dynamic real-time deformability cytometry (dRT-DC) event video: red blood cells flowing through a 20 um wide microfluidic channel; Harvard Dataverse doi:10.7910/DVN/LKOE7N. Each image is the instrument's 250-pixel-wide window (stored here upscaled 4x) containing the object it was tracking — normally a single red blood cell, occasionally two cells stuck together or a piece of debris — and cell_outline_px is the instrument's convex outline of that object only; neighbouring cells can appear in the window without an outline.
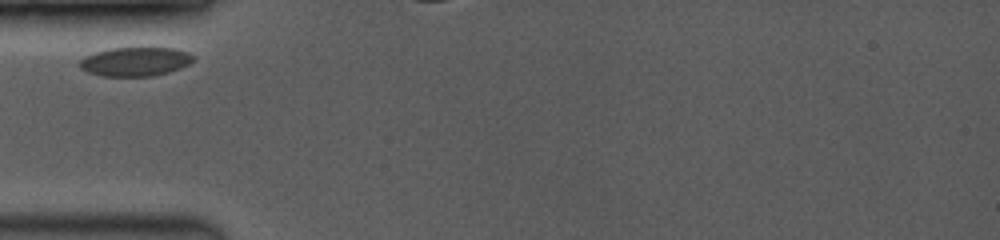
{"species": "common noctule bat (a hibernating species)", "species_latin": "Nyctalus noctula", "temperature_condition": "room temperature", "stored_images_in_passage": 8, "camera_frame_rate_fps": 3500, "um_per_image_px": 0.085, "animal": {"sex": "female", "body_mass_g": 19.0, "forearm_length_mm": 53.3}, "frame": {"image": 1, "passage_image": 1, "time_ms": 0.0, "image_size_px": [1000, 240], "cell_outline_px": [[196, 60], [180, 68], [168, 72], [152, 76], [100, 76], [88, 72], [80, 68], [80, 60], [96, 52], [112, 48], [176, 48], [188, 52], [196, 56]], "centroid_in_image_um": [11.55, 5.24], "position_along_channel_um": 73.4, "area_um2": 19.13}}
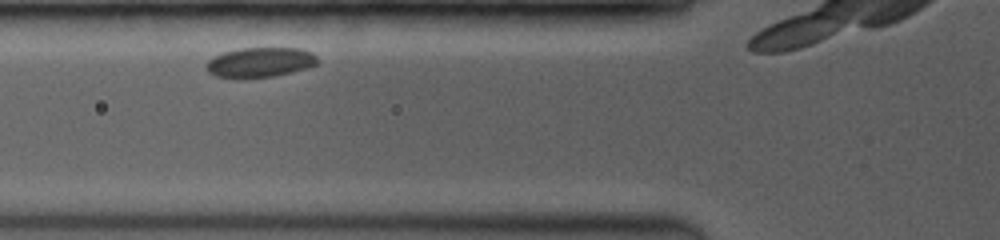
{"frame": {"image": 2, "passage_image": 4, "time_ms": 0.857, "image_size_px": [1000, 240], "cell_outline_px": [[316, 64], [292, 72], [272, 76], [240, 80], [236, 80], [216, 76], [208, 72], [204, 64], [212, 56], [224, 52], [240, 48], [300, 48], [312, 52], [316, 56]], "centroid_in_image_um": [22.01, 5.32], "position_along_channel_um": 103.8, "area_um2": 19.71}}